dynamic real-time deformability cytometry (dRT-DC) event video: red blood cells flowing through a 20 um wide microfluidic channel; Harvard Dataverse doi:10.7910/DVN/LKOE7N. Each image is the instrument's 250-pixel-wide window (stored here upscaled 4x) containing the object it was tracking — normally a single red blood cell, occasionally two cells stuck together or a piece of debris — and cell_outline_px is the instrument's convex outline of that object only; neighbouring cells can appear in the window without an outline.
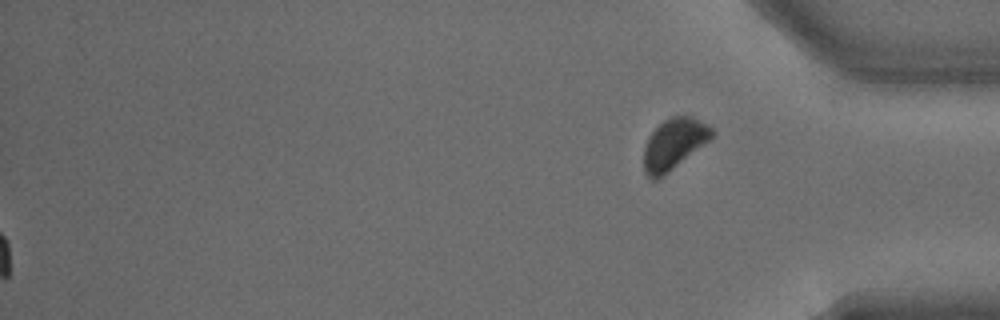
{"species": "common noctule bat (a hibernating species)", "species_latin": "Nyctalus noctula", "temperature_condition": "warm", "stored_images_in_passage": 35, "segment_of_instrument_passage": [2, 2], "camera_frame_rate_fps": 3000, "um_per_image_px": 0.085, "animal": {"sex": "male", "body_mass_g": 15.6}, "frame": {"image": 1, "passage_image": 35, "time_ms": 11.333, "image_size_px": [1000, 320], "cell_outline_px": [[716, 132], [708, 140], [664, 176], [656, 180], [652, 180], [644, 172], [644, 148], [648, 136], [664, 120], [672, 116], [692, 116], [708, 124]], "centroid_in_image_um": [57.27, 12.23], "position_along_channel_um": 377.9, "area_um2": 20.0}}